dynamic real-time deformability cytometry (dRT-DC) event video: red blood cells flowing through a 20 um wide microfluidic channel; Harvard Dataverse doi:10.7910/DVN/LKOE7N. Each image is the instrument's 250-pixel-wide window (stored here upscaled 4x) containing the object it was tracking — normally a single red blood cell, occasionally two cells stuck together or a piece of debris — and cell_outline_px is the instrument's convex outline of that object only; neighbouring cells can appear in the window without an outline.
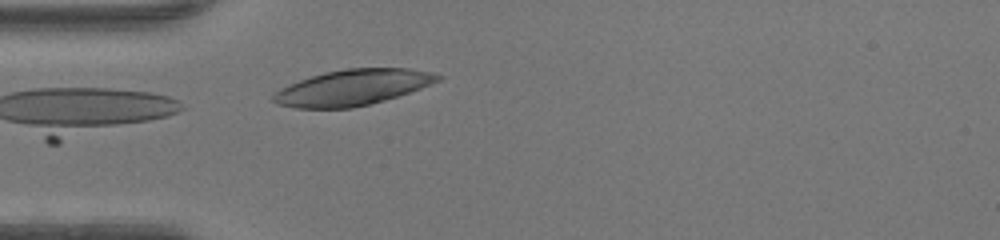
{"species": "human", "species_latin": "Homo sapiens", "temperature_condition": "warm", "stored_images_in_passage": 6, "camera_frame_rate_fps": 3000, "um_per_image_px": 0.085, "donor": {"sex": "female"}, "frame": {"image": 1, "passage_image": 6, "time_ms": 1.667, "image_size_px": [1000, 240], "cell_outline_px": [[444, 76], [440, 80], [420, 88], [384, 100], [352, 108], [296, 108], [276, 104], [272, 100], [272, 96], [280, 88], [300, 80], [324, 72], [348, 68], [408, 68], [432, 72]], "centroid_in_image_um": [29.96, 7.43], "position_along_channel_um": 55.0, "area_um2": 34.04}}